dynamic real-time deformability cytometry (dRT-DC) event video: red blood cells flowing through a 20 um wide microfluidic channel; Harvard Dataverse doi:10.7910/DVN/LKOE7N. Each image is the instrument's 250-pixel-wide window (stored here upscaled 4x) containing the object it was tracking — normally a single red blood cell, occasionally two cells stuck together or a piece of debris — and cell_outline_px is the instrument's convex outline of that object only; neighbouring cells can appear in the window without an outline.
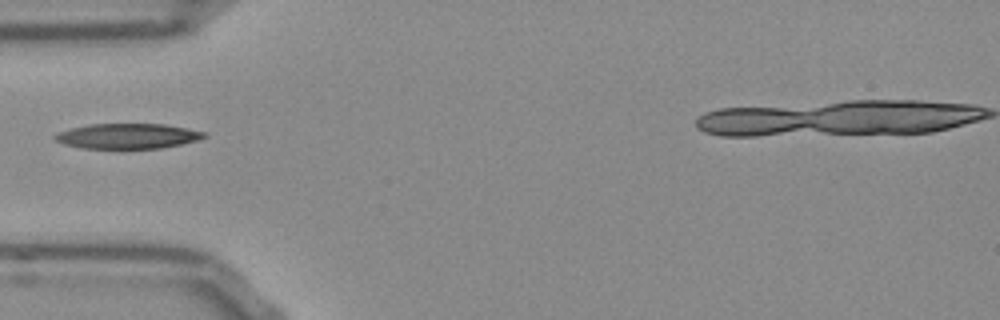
{"species": "Egyptian fruit bat (a non-hibernating species)", "species_latin": "Rousettus aegyptiacus", "temperature_condition": "room temperature", "stored_images_in_passage": 34, "camera_frame_rate_fps": 3000, "um_per_image_px": 0.085, "frame": {"image": 1, "passage_image": 1, "time_ms": 0.0, "image_size_px": [1000, 320], "cell_outline_px": [[208, 136], [200, 140], [160, 148], [80, 148], [64, 144], [56, 140], [52, 136], [60, 132], [72, 128], [92, 124], [164, 124], [188, 128], [208, 132]], "centroid_in_image_um": [10.92, 11.56], "position_along_channel_um": 74.1, "area_um2": 21.85}}
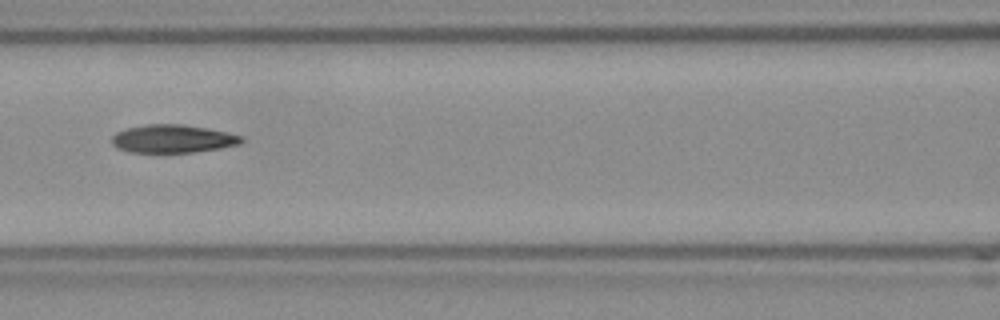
{"frame": {"image": 2, "passage_image": 7, "time_ms": 2.0, "image_size_px": [1000, 320], "cell_outline_px": [[244, 140], [240, 144], [220, 148], [192, 152], [128, 152], [116, 148], [112, 144], [112, 136], [116, 132], [128, 128], [144, 124], [184, 124], [224, 132], [240, 136]], "centroid_in_image_um": [14.62, 11.8], "position_along_channel_um": 152.0, "area_um2": 21.04}}
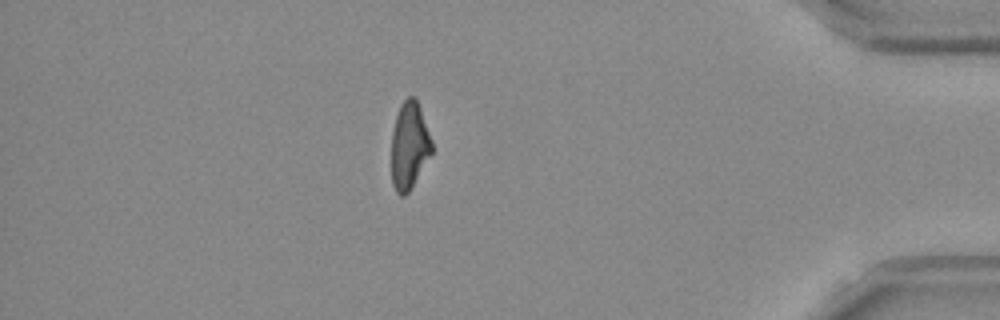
{"frame": {"image": 3, "passage_image": 30, "time_ms": 9.667, "image_size_px": [1000, 320], "cell_outline_px": [[432, 152], [408, 192], [404, 196], [400, 196], [396, 192], [392, 184], [392, 132], [396, 116], [400, 104], [408, 96], [416, 96], [432, 140]], "centroid_in_image_um": [34.78, 12.34], "position_along_channel_um": 400.4, "area_um2": 20.4}}